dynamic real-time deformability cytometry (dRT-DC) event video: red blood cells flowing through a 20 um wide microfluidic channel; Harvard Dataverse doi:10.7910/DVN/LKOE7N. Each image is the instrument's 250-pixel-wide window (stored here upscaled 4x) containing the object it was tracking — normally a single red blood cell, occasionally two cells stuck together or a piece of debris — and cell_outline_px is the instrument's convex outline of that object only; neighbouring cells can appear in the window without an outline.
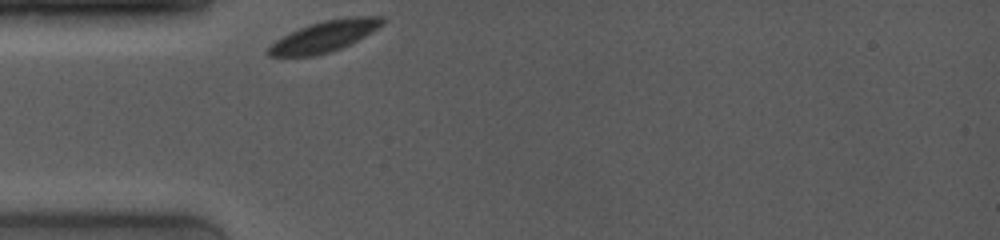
{"species": "common noctule bat (a hibernating species)", "species_latin": "Nyctalus noctula", "temperature_condition": "room temperature", "stored_images_in_passage": 35, "camera_frame_rate_fps": 4000, "um_per_image_px": 0.085, "animal": {"sex": "female", "body_mass_g": 19.0, "forearm_length_mm": 53.3}, "frame": {"image": 1, "passage_image": 1, "time_ms": 0.0, "image_size_px": [1000, 240], "cell_outline_px": [[384, 24], [372, 32], [340, 48], [328, 52], [312, 56], [268, 56], [264, 52], [276, 40], [308, 24], [324, 20], [344, 16], [384, 16]], "centroid_in_image_um": [27.59, 3.06], "position_along_channel_um": 57.4, "area_um2": 20.46}}
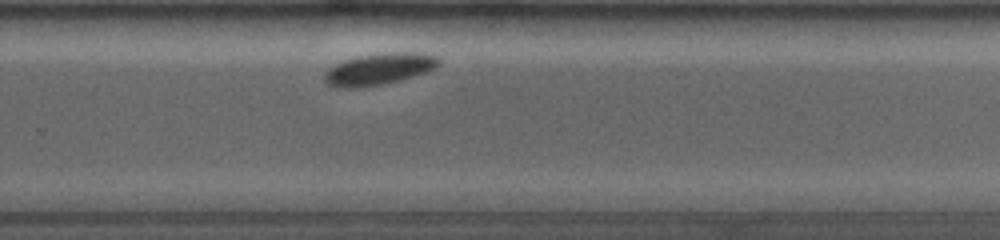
{"frame": {"image": 2, "passage_image": 24, "time_ms": 6.75, "image_size_px": [1000, 240], "cell_outline_px": [[444, 60], [436, 68], [428, 72], [400, 80], [384, 84], [356, 88], [340, 88], [328, 84], [324, 80], [324, 72], [328, 68], [336, 64], [360, 56], [384, 52], [424, 52], [440, 56]], "centroid_in_image_um": [32.33, 5.86], "position_along_channel_um": 297.5, "area_um2": 21.44}}
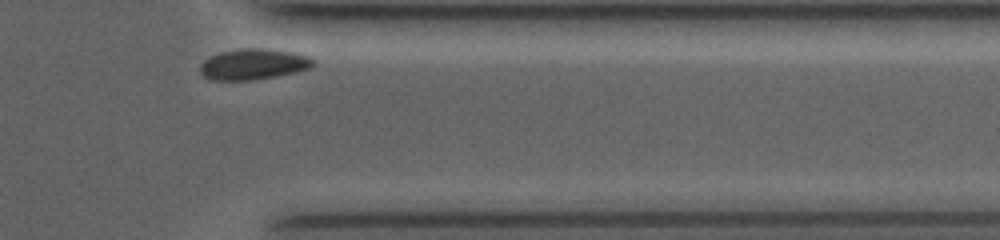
{"frame": {"image": 3, "passage_image": 32, "time_ms": 9.25, "image_size_px": [1000, 240], "cell_outline_px": [[316, 64], [308, 68], [296, 72], [276, 76], [248, 80], [212, 80], [204, 76], [200, 72], [200, 64], [204, 60], [220, 52], [248, 48], [260, 48], [292, 52], [308, 56], [316, 60]], "centroid_in_image_um": [21.55, 5.46], "position_along_channel_um": 389.8, "area_um2": 20.11}, "authors_computed_cell_mechanics": {"area_um2": 21.2704, "velocity_mm_per_s": 3.6157, "shape_relaxation_time_tau1_ms": 0.5098, "shape_relaxation_time_tau2_ms": null, "deformation_change_tau1": 0.0368, "deformation_change_tau2": null}}